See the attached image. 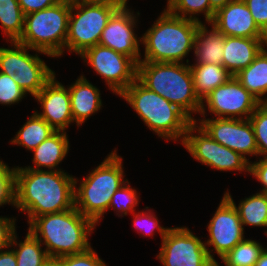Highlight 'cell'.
Returning a JSON list of instances; mask_svg holds the SVG:
<instances>
[{"label":"cell","mask_w":267,"mask_h":266,"mask_svg":"<svg viewBox=\"0 0 267 266\" xmlns=\"http://www.w3.org/2000/svg\"><path fill=\"white\" fill-rule=\"evenodd\" d=\"M75 178L61 169L15 168V207L35 217L67 211L75 206Z\"/></svg>","instance_id":"cell-1"},{"label":"cell","mask_w":267,"mask_h":266,"mask_svg":"<svg viewBox=\"0 0 267 266\" xmlns=\"http://www.w3.org/2000/svg\"><path fill=\"white\" fill-rule=\"evenodd\" d=\"M95 225L74 206L67 211L35 217L28 231L45 244L49 257L60 258L87 251L91 247L88 237Z\"/></svg>","instance_id":"cell-2"},{"label":"cell","mask_w":267,"mask_h":266,"mask_svg":"<svg viewBox=\"0 0 267 266\" xmlns=\"http://www.w3.org/2000/svg\"><path fill=\"white\" fill-rule=\"evenodd\" d=\"M172 62H139L137 79L148 89L167 99L181 109L192 121V112L200 113L202 101L194 91L189 66Z\"/></svg>","instance_id":"cell-3"},{"label":"cell","mask_w":267,"mask_h":266,"mask_svg":"<svg viewBox=\"0 0 267 266\" xmlns=\"http://www.w3.org/2000/svg\"><path fill=\"white\" fill-rule=\"evenodd\" d=\"M190 19L175 16L164 9L151 28L141 37L145 56L140 62H183L194 47L200 25Z\"/></svg>","instance_id":"cell-4"},{"label":"cell","mask_w":267,"mask_h":266,"mask_svg":"<svg viewBox=\"0 0 267 266\" xmlns=\"http://www.w3.org/2000/svg\"><path fill=\"white\" fill-rule=\"evenodd\" d=\"M120 96L132 106L146 126L166 140H182L193 122L181 109L145 87L138 79Z\"/></svg>","instance_id":"cell-5"},{"label":"cell","mask_w":267,"mask_h":266,"mask_svg":"<svg viewBox=\"0 0 267 266\" xmlns=\"http://www.w3.org/2000/svg\"><path fill=\"white\" fill-rule=\"evenodd\" d=\"M123 173L122 157L114 150L81 181L78 188L75 178V208L98 223L109 209L113 194L127 182V179L123 180Z\"/></svg>","instance_id":"cell-6"},{"label":"cell","mask_w":267,"mask_h":266,"mask_svg":"<svg viewBox=\"0 0 267 266\" xmlns=\"http://www.w3.org/2000/svg\"><path fill=\"white\" fill-rule=\"evenodd\" d=\"M71 0L25 15L24 30L17 41L50 57L63 54L68 34Z\"/></svg>","instance_id":"cell-7"},{"label":"cell","mask_w":267,"mask_h":266,"mask_svg":"<svg viewBox=\"0 0 267 266\" xmlns=\"http://www.w3.org/2000/svg\"><path fill=\"white\" fill-rule=\"evenodd\" d=\"M116 10L112 5L71 1L65 48L81 55L86 49L99 44L102 31Z\"/></svg>","instance_id":"cell-8"},{"label":"cell","mask_w":267,"mask_h":266,"mask_svg":"<svg viewBox=\"0 0 267 266\" xmlns=\"http://www.w3.org/2000/svg\"><path fill=\"white\" fill-rule=\"evenodd\" d=\"M157 258L164 266H216L217 261L202 242L186 227L169 228Z\"/></svg>","instance_id":"cell-9"},{"label":"cell","mask_w":267,"mask_h":266,"mask_svg":"<svg viewBox=\"0 0 267 266\" xmlns=\"http://www.w3.org/2000/svg\"><path fill=\"white\" fill-rule=\"evenodd\" d=\"M196 121L187 129L182 144L194 159L220 171H248L250 162L239 153L213 140ZM199 133L197 136L193 132Z\"/></svg>","instance_id":"cell-10"},{"label":"cell","mask_w":267,"mask_h":266,"mask_svg":"<svg viewBox=\"0 0 267 266\" xmlns=\"http://www.w3.org/2000/svg\"><path fill=\"white\" fill-rule=\"evenodd\" d=\"M90 64L115 94L120 95L137 79V63L111 48L95 45L80 55Z\"/></svg>","instance_id":"cell-11"},{"label":"cell","mask_w":267,"mask_h":266,"mask_svg":"<svg viewBox=\"0 0 267 266\" xmlns=\"http://www.w3.org/2000/svg\"><path fill=\"white\" fill-rule=\"evenodd\" d=\"M199 126L213 140L239 153L247 161L245 155H258L254 129L249 119L203 118Z\"/></svg>","instance_id":"cell-12"},{"label":"cell","mask_w":267,"mask_h":266,"mask_svg":"<svg viewBox=\"0 0 267 266\" xmlns=\"http://www.w3.org/2000/svg\"><path fill=\"white\" fill-rule=\"evenodd\" d=\"M203 100L207 103L209 112L214 113L217 118L244 119L245 115V119H249L261 104L235 76L210 92Z\"/></svg>","instance_id":"cell-13"},{"label":"cell","mask_w":267,"mask_h":266,"mask_svg":"<svg viewBox=\"0 0 267 266\" xmlns=\"http://www.w3.org/2000/svg\"><path fill=\"white\" fill-rule=\"evenodd\" d=\"M209 240L220 258L244 240V227L235 206L224 196L208 224Z\"/></svg>","instance_id":"cell-14"},{"label":"cell","mask_w":267,"mask_h":266,"mask_svg":"<svg viewBox=\"0 0 267 266\" xmlns=\"http://www.w3.org/2000/svg\"><path fill=\"white\" fill-rule=\"evenodd\" d=\"M133 15L127 6L117 9L102 31L99 45L130 57L138 64L141 60L139 48L141 39L138 40L134 33L133 28H135L137 20Z\"/></svg>","instance_id":"cell-15"},{"label":"cell","mask_w":267,"mask_h":266,"mask_svg":"<svg viewBox=\"0 0 267 266\" xmlns=\"http://www.w3.org/2000/svg\"><path fill=\"white\" fill-rule=\"evenodd\" d=\"M210 25L225 36L267 38L254 22L243 0H233L218 9Z\"/></svg>","instance_id":"cell-16"},{"label":"cell","mask_w":267,"mask_h":266,"mask_svg":"<svg viewBox=\"0 0 267 266\" xmlns=\"http://www.w3.org/2000/svg\"><path fill=\"white\" fill-rule=\"evenodd\" d=\"M54 77L34 97L43 108L42 113L36 112L55 131H65L73 121L70 94L62 84Z\"/></svg>","instance_id":"cell-17"},{"label":"cell","mask_w":267,"mask_h":266,"mask_svg":"<svg viewBox=\"0 0 267 266\" xmlns=\"http://www.w3.org/2000/svg\"><path fill=\"white\" fill-rule=\"evenodd\" d=\"M30 49L20 44V67L12 76L13 80L27 93L35 97L43 87L54 77L55 73L38 54L27 53Z\"/></svg>","instance_id":"cell-18"},{"label":"cell","mask_w":267,"mask_h":266,"mask_svg":"<svg viewBox=\"0 0 267 266\" xmlns=\"http://www.w3.org/2000/svg\"><path fill=\"white\" fill-rule=\"evenodd\" d=\"M267 46V38L225 36L222 65L235 76Z\"/></svg>","instance_id":"cell-19"},{"label":"cell","mask_w":267,"mask_h":266,"mask_svg":"<svg viewBox=\"0 0 267 266\" xmlns=\"http://www.w3.org/2000/svg\"><path fill=\"white\" fill-rule=\"evenodd\" d=\"M73 121L80 126L90 115L102 107L100 91L84 77L80 76L69 88Z\"/></svg>","instance_id":"cell-20"},{"label":"cell","mask_w":267,"mask_h":266,"mask_svg":"<svg viewBox=\"0 0 267 266\" xmlns=\"http://www.w3.org/2000/svg\"><path fill=\"white\" fill-rule=\"evenodd\" d=\"M193 77L194 91L202 101L200 114L205 116L203 99L220 85L226 83L233 75L221 64L189 65Z\"/></svg>","instance_id":"cell-21"},{"label":"cell","mask_w":267,"mask_h":266,"mask_svg":"<svg viewBox=\"0 0 267 266\" xmlns=\"http://www.w3.org/2000/svg\"><path fill=\"white\" fill-rule=\"evenodd\" d=\"M69 150V140L66 131H55L46 140L41 142L35 149L33 162L35 167L28 169L43 170L41 167L55 171V167L65 158Z\"/></svg>","instance_id":"cell-22"},{"label":"cell","mask_w":267,"mask_h":266,"mask_svg":"<svg viewBox=\"0 0 267 266\" xmlns=\"http://www.w3.org/2000/svg\"><path fill=\"white\" fill-rule=\"evenodd\" d=\"M211 31L203 23L198 26L194 39V53L196 63L221 64L225 35L221 34L213 25Z\"/></svg>","instance_id":"cell-23"},{"label":"cell","mask_w":267,"mask_h":266,"mask_svg":"<svg viewBox=\"0 0 267 266\" xmlns=\"http://www.w3.org/2000/svg\"><path fill=\"white\" fill-rule=\"evenodd\" d=\"M235 78L260 103H267V50L264 48L246 68L240 70Z\"/></svg>","instance_id":"cell-24"},{"label":"cell","mask_w":267,"mask_h":266,"mask_svg":"<svg viewBox=\"0 0 267 266\" xmlns=\"http://www.w3.org/2000/svg\"><path fill=\"white\" fill-rule=\"evenodd\" d=\"M224 196L235 206L242 225L267 227V194L256 193L239 203L237 207L229 192Z\"/></svg>","instance_id":"cell-25"},{"label":"cell","mask_w":267,"mask_h":266,"mask_svg":"<svg viewBox=\"0 0 267 266\" xmlns=\"http://www.w3.org/2000/svg\"><path fill=\"white\" fill-rule=\"evenodd\" d=\"M55 130L36 112L27 120L16 134L12 144L21 145L27 150L35 149L41 142L46 140Z\"/></svg>","instance_id":"cell-26"},{"label":"cell","mask_w":267,"mask_h":266,"mask_svg":"<svg viewBox=\"0 0 267 266\" xmlns=\"http://www.w3.org/2000/svg\"><path fill=\"white\" fill-rule=\"evenodd\" d=\"M16 232L12 235L10 246H18V249H13L16 255L17 266H43L50 258L46 250H42L41 242L34 237L29 231L24 239V242L17 243Z\"/></svg>","instance_id":"cell-27"},{"label":"cell","mask_w":267,"mask_h":266,"mask_svg":"<svg viewBox=\"0 0 267 266\" xmlns=\"http://www.w3.org/2000/svg\"><path fill=\"white\" fill-rule=\"evenodd\" d=\"M25 15L17 0H0V23L10 42L18 41L24 30Z\"/></svg>","instance_id":"cell-28"},{"label":"cell","mask_w":267,"mask_h":266,"mask_svg":"<svg viewBox=\"0 0 267 266\" xmlns=\"http://www.w3.org/2000/svg\"><path fill=\"white\" fill-rule=\"evenodd\" d=\"M264 247L254 240L244 239L221 259L226 266H254Z\"/></svg>","instance_id":"cell-29"},{"label":"cell","mask_w":267,"mask_h":266,"mask_svg":"<svg viewBox=\"0 0 267 266\" xmlns=\"http://www.w3.org/2000/svg\"><path fill=\"white\" fill-rule=\"evenodd\" d=\"M167 10L178 17L190 19L202 23L192 15L204 13L205 20L209 24L214 18L215 11L210 7L209 0H167ZM189 15V17H187Z\"/></svg>","instance_id":"cell-30"},{"label":"cell","mask_w":267,"mask_h":266,"mask_svg":"<svg viewBox=\"0 0 267 266\" xmlns=\"http://www.w3.org/2000/svg\"><path fill=\"white\" fill-rule=\"evenodd\" d=\"M249 121L254 129L258 155L267 157V103H261L249 117Z\"/></svg>","instance_id":"cell-31"},{"label":"cell","mask_w":267,"mask_h":266,"mask_svg":"<svg viewBox=\"0 0 267 266\" xmlns=\"http://www.w3.org/2000/svg\"><path fill=\"white\" fill-rule=\"evenodd\" d=\"M136 189H132L127 181L113 194L109 208L112 207L116 212L127 215L128 211H135L134 207L138 204Z\"/></svg>","instance_id":"cell-32"},{"label":"cell","mask_w":267,"mask_h":266,"mask_svg":"<svg viewBox=\"0 0 267 266\" xmlns=\"http://www.w3.org/2000/svg\"><path fill=\"white\" fill-rule=\"evenodd\" d=\"M8 203L15 206V167L0 160V206Z\"/></svg>","instance_id":"cell-33"},{"label":"cell","mask_w":267,"mask_h":266,"mask_svg":"<svg viewBox=\"0 0 267 266\" xmlns=\"http://www.w3.org/2000/svg\"><path fill=\"white\" fill-rule=\"evenodd\" d=\"M26 92L13 80L12 76L0 72V104L11 105L25 97Z\"/></svg>","instance_id":"cell-34"},{"label":"cell","mask_w":267,"mask_h":266,"mask_svg":"<svg viewBox=\"0 0 267 266\" xmlns=\"http://www.w3.org/2000/svg\"><path fill=\"white\" fill-rule=\"evenodd\" d=\"M14 49L0 47V72L13 76L20 67V43L11 42Z\"/></svg>","instance_id":"cell-35"},{"label":"cell","mask_w":267,"mask_h":266,"mask_svg":"<svg viewBox=\"0 0 267 266\" xmlns=\"http://www.w3.org/2000/svg\"><path fill=\"white\" fill-rule=\"evenodd\" d=\"M63 266H106L105 262L90 247L87 251L59 258Z\"/></svg>","instance_id":"cell-36"},{"label":"cell","mask_w":267,"mask_h":266,"mask_svg":"<svg viewBox=\"0 0 267 266\" xmlns=\"http://www.w3.org/2000/svg\"><path fill=\"white\" fill-rule=\"evenodd\" d=\"M134 226L137 230H140L141 232L144 230L145 234H148L146 236L151 235L154 233V229H157L162 237V239L165 237V234L169 228H164L159 225V221L157 217H155L153 214H148L147 212H138L134 215Z\"/></svg>","instance_id":"cell-37"},{"label":"cell","mask_w":267,"mask_h":266,"mask_svg":"<svg viewBox=\"0 0 267 266\" xmlns=\"http://www.w3.org/2000/svg\"><path fill=\"white\" fill-rule=\"evenodd\" d=\"M258 28L267 36V0H243Z\"/></svg>","instance_id":"cell-38"},{"label":"cell","mask_w":267,"mask_h":266,"mask_svg":"<svg viewBox=\"0 0 267 266\" xmlns=\"http://www.w3.org/2000/svg\"><path fill=\"white\" fill-rule=\"evenodd\" d=\"M15 231L14 218L0 217V249L10 247L11 238Z\"/></svg>","instance_id":"cell-39"},{"label":"cell","mask_w":267,"mask_h":266,"mask_svg":"<svg viewBox=\"0 0 267 266\" xmlns=\"http://www.w3.org/2000/svg\"><path fill=\"white\" fill-rule=\"evenodd\" d=\"M24 15L44 10L51 7L61 0H17Z\"/></svg>","instance_id":"cell-40"},{"label":"cell","mask_w":267,"mask_h":266,"mask_svg":"<svg viewBox=\"0 0 267 266\" xmlns=\"http://www.w3.org/2000/svg\"><path fill=\"white\" fill-rule=\"evenodd\" d=\"M249 173L256 177L261 184H263L264 187L261 190V193L267 194V157H264L258 162H250Z\"/></svg>","instance_id":"cell-41"},{"label":"cell","mask_w":267,"mask_h":266,"mask_svg":"<svg viewBox=\"0 0 267 266\" xmlns=\"http://www.w3.org/2000/svg\"><path fill=\"white\" fill-rule=\"evenodd\" d=\"M72 2H82L86 4H105L115 6L117 9L127 6V0H71Z\"/></svg>","instance_id":"cell-42"},{"label":"cell","mask_w":267,"mask_h":266,"mask_svg":"<svg viewBox=\"0 0 267 266\" xmlns=\"http://www.w3.org/2000/svg\"><path fill=\"white\" fill-rule=\"evenodd\" d=\"M10 250L3 252L2 249H0V266H17L14 250Z\"/></svg>","instance_id":"cell-43"},{"label":"cell","mask_w":267,"mask_h":266,"mask_svg":"<svg viewBox=\"0 0 267 266\" xmlns=\"http://www.w3.org/2000/svg\"><path fill=\"white\" fill-rule=\"evenodd\" d=\"M233 0H209L210 7L216 12L221 7H224L226 4Z\"/></svg>","instance_id":"cell-44"},{"label":"cell","mask_w":267,"mask_h":266,"mask_svg":"<svg viewBox=\"0 0 267 266\" xmlns=\"http://www.w3.org/2000/svg\"><path fill=\"white\" fill-rule=\"evenodd\" d=\"M254 266H267V249L260 254L259 259L255 263Z\"/></svg>","instance_id":"cell-45"},{"label":"cell","mask_w":267,"mask_h":266,"mask_svg":"<svg viewBox=\"0 0 267 266\" xmlns=\"http://www.w3.org/2000/svg\"><path fill=\"white\" fill-rule=\"evenodd\" d=\"M43 266H63V262L59 258L50 257Z\"/></svg>","instance_id":"cell-46"}]
</instances>
